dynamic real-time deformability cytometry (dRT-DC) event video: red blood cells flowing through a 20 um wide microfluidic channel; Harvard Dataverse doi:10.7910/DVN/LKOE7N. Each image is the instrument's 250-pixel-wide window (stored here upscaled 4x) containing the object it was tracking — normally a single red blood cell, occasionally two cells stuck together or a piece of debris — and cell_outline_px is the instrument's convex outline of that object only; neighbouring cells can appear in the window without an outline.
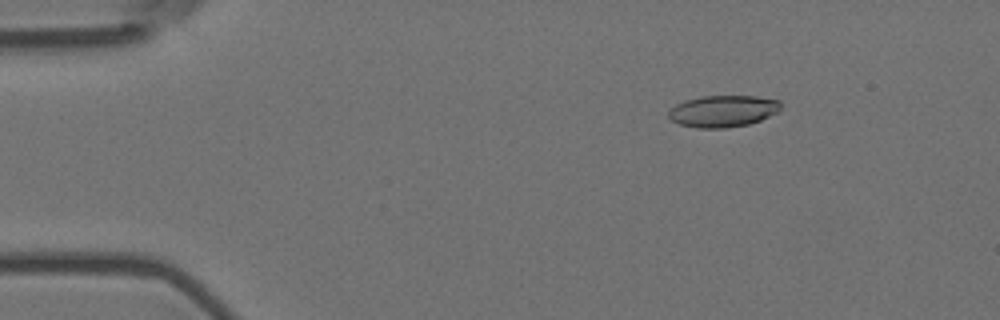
{"species": "Egyptian fruit bat (a non-hibernating species)", "species_latin": "Rousettus aegyptiacus", "temperature_condition": "room temperature", "stored_images_in_passage": 6, "camera_frame_rate_fps": 3000, "um_per_image_px": 0.085, "animal": {"sex": "female"}, "frame": {"image": 1, "passage_image": 3, "time_ms": 0.667, "image_size_px": [1000, 320], "cell_outline_px": [[780, 108], [776, 112], [760, 120], [748, 124], [724, 128], [696, 128], [680, 124], [672, 120], [668, 116], [668, 112], [676, 104], [684, 100], [700, 96], [756, 96], [780, 100]], "centroid_in_image_um": [61.43, 9.44], "position_along_channel_um": 23.6, "area_um2": 20.63}}
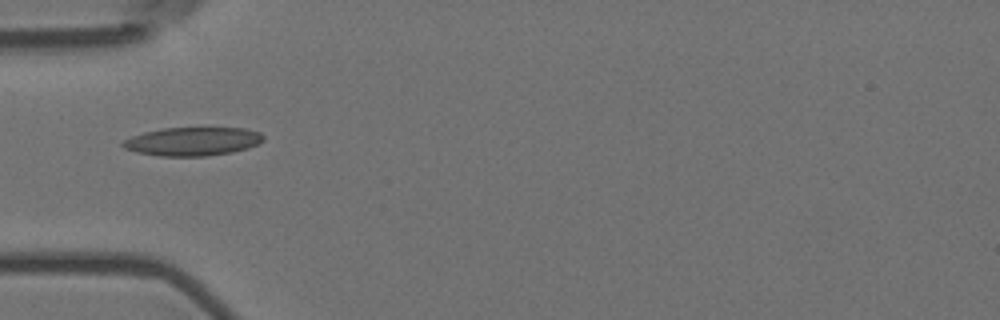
{"frame": {"image": 2, "passage_image": 6, "time_ms": 1.667, "image_size_px": [1000, 320], "cell_outline_px": [[264, 140], [260, 144], [248, 148], [232, 152], [208, 156], [160, 156], [136, 152], [124, 148], [120, 144], [124, 140], [132, 136], [144, 132], [164, 128], [244, 128], [260, 132], [264, 136]], "centroid_in_image_um": [16.4, 12.02], "position_along_channel_um": 68.6, "area_um2": 23.47}}